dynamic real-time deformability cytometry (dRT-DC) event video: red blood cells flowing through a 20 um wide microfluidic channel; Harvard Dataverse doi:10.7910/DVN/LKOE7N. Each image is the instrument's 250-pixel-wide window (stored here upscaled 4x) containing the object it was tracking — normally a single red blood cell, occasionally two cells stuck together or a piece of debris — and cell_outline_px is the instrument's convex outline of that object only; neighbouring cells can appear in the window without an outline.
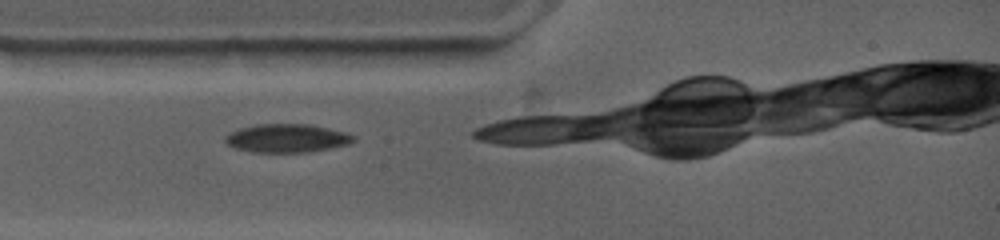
{"species": "common noctule bat (a hibernating species)", "species_latin": "Nyctalus noctula", "temperature_condition": "warm", "stored_images_in_passage": 11, "camera_frame_rate_fps": 4500, "um_per_image_px": 0.085, "animal": {"sex": "female", "body_mass_g": 19.0, "forearm_length_mm": 53.3}, "frame": {"image": 1, "passage_image": 1, "time_ms": 0.0, "image_size_px": [1000, 240], "cell_outline_px": [[356, 140], [348, 144], [308, 152], [252, 152], [236, 148], [228, 144], [224, 140], [224, 136], [240, 128], [256, 124], [308, 124], [328, 128], [344, 132], [356, 136]], "centroid_in_image_um": [24.38, 11.74], "position_along_channel_um": 60.6, "area_um2": 21.1}}